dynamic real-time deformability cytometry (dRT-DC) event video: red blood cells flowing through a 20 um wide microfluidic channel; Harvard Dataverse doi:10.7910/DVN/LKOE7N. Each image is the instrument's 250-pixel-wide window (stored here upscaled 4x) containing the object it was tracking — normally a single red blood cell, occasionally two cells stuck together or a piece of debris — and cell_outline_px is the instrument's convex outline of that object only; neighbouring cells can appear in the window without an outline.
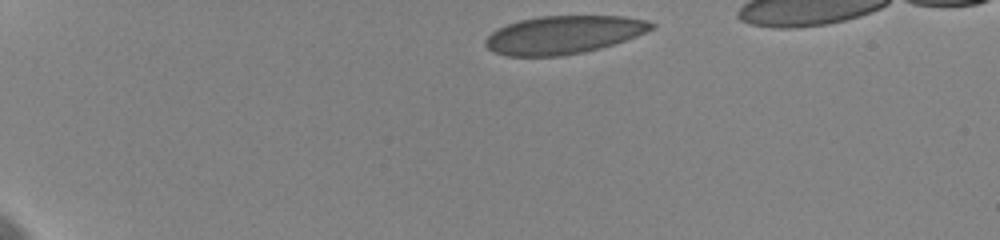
{"species": "human", "species_latin": "Homo sapiens", "temperature_condition": "cold", "stored_images_in_passage": 10, "camera_frame_rate_fps": 3000, "um_per_image_px": 0.085, "donor": {"sex": "female"}, "frame": {"image": 1, "passage_image": 1, "time_ms": 0.0, "image_size_px": [1000, 240], "cell_outline_px": [[656, 28], [636, 36], [600, 48], [584, 52], [560, 56], [508, 56], [496, 52], [488, 48], [484, 44], [484, 40], [492, 32], [508, 24], [520, 20], [540, 16], [624, 16], [648, 20], [656, 24]], "centroid_in_image_um": [47.94, 2.95], "position_along_channel_um": 37.1, "area_um2": 36.7}}